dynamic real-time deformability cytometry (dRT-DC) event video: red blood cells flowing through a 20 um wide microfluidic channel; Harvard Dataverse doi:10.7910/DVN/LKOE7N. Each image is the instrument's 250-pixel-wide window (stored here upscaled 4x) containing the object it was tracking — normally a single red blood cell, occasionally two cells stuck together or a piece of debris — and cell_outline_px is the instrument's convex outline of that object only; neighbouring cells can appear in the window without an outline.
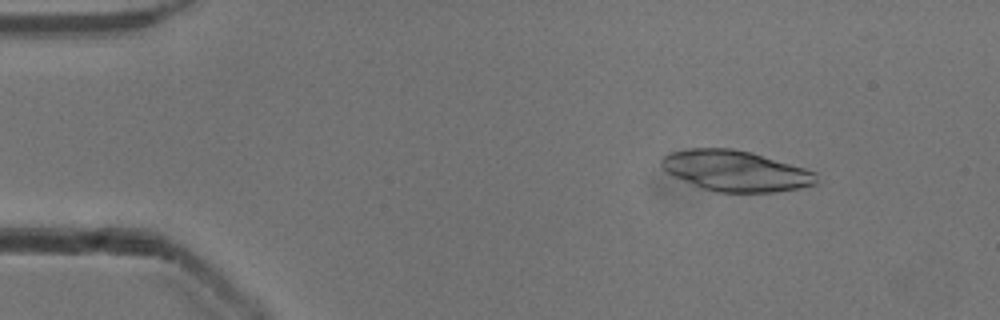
{"species": "common noctule bat (a hibernating species)", "species_latin": "Nyctalus noctula", "temperature_condition": "cold", "stored_images_in_passage": 5, "camera_frame_rate_fps": 3000, "um_per_image_px": 0.085, "animal": {"sex": "male", "body_mass_g": 13.3}, "frame": {"image": 1, "passage_image": 2, "time_ms": 0.333, "image_size_px": [1000, 320], "cell_outline_px": [[816, 184], [800, 188], [776, 192], [716, 192], [704, 188], [676, 176], [668, 172], [660, 164], [660, 160], [664, 156], [672, 152], [688, 148], [732, 148], [752, 152], [804, 168], [816, 172]], "centroid_in_image_um": [62.56, 14.51], "position_along_channel_um": 22.4, "area_um2": 36.36}}